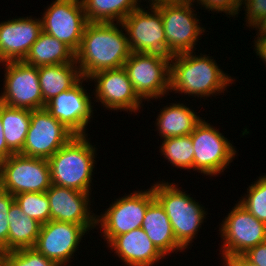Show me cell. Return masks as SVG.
Listing matches in <instances>:
<instances>
[{
    "label": "cell",
    "instance_id": "obj_1",
    "mask_svg": "<svg viewBox=\"0 0 266 266\" xmlns=\"http://www.w3.org/2000/svg\"><path fill=\"white\" fill-rule=\"evenodd\" d=\"M130 53L127 35L116 23L88 22L75 62L87 81L99 71L122 68Z\"/></svg>",
    "mask_w": 266,
    "mask_h": 266
},
{
    "label": "cell",
    "instance_id": "obj_2",
    "mask_svg": "<svg viewBox=\"0 0 266 266\" xmlns=\"http://www.w3.org/2000/svg\"><path fill=\"white\" fill-rule=\"evenodd\" d=\"M192 52L177 54L170 64V90L197 97L222 93L233 78L219 69L209 56ZM224 89V90H223Z\"/></svg>",
    "mask_w": 266,
    "mask_h": 266
},
{
    "label": "cell",
    "instance_id": "obj_3",
    "mask_svg": "<svg viewBox=\"0 0 266 266\" xmlns=\"http://www.w3.org/2000/svg\"><path fill=\"white\" fill-rule=\"evenodd\" d=\"M87 139L74 136L48 159L51 184L90 193L96 150Z\"/></svg>",
    "mask_w": 266,
    "mask_h": 266
},
{
    "label": "cell",
    "instance_id": "obj_4",
    "mask_svg": "<svg viewBox=\"0 0 266 266\" xmlns=\"http://www.w3.org/2000/svg\"><path fill=\"white\" fill-rule=\"evenodd\" d=\"M150 9L151 14L142 7L133 10L119 26L127 34L131 52L145 53L170 65L176 54L166 41L160 11L156 7Z\"/></svg>",
    "mask_w": 266,
    "mask_h": 266
},
{
    "label": "cell",
    "instance_id": "obj_5",
    "mask_svg": "<svg viewBox=\"0 0 266 266\" xmlns=\"http://www.w3.org/2000/svg\"><path fill=\"white\" fill-rule=\"evenodd\" d=\"M174 184L157 182L152 186V190L165 209L177 243L185 249L192 243L206 213L198 202Z\"/></svg>",
    "mask_w": 266,
    "mask_h": 266
},
{
    "label": "cell",
    "instance_id": "obj_6",
    "mask_svg": "<svg viewBox=\"0 0 266 266\" xmlns=\"http://www.w3.org/2000/svg\"><path fill=\"white\" fill-rule=\"evenodd\" d=\"M4 191L20 193L46 192L51 186L48 159L12 154L0 162Z\"/></svg>",
    "mask_w": 266,
    "mask_h": 266
},
{
    "label": "cell",
    "instance_id": "obj_7",
    "mask_svg": "<svg viewBox=\"0 0 266 266\" xmlns=\"http://www.w3.org/2000/svg\"><path fill=\"white\" fill-rule=\"evenodd\" d=\"M194 148V169L205 175H217L235 158L234 146L222 133L201 120L191 133Z\"/></svg>",
    "mask_w": 266,
    "mask_h": 266
},
{
    "label": "cell",
    "instance_id": "obj_8",
    "mask_svg": "<svg viewBox=\"0 0 266 266\" xmlns=\"http://www.w3.org/2000/svg\"><path fill=\"white\" fill-rule=\"evenodd\" d=\"M192 5L191 0H177L156 6L162 16L166 41L176 55L194 51L198 36L205 32L198 25Z\"/></svg>",
    "mask_w": 266,
    "mask_h": 266
},
{
    "label": "cell",
    "instance_id": "obj_9",
    "mask_svg": "<svg viewBox=\"0 0 266 266\" xmlns=\"http://www.w3.org/2000/svg\"><path fill=\"white\" fill-rule=\"evenodd\" d=\"M5 83L0 102L15 108L35 110L45 108L38 67L24 61L4 62Z\"/></svg>",
    "mask_w": 266,
    "mask_h": 266
},
{
    "label": "cell",
    "instance_id": "obj_10",
    "mask_svg": "<svg viewBox=\"0 0 266 266\" xmlns=\"http://www.w3.org/2000/svg\"><path fill=\"white\" fill-rule=\"evenodd\" d=\"M147 190L135 191L116 199L102 216L96 218V223H100L108 244L116 236L142 226L148 205L155 199L152 187Z\"/></svg>",
    "mask_w": 266,
    "mask_h": 266
},
{
    "label": "cell",
    "instance_id": "obj_11",
    "mask_svg": "<svg viewBox=\"0 0 266 266\" xmlns=\"http://www.w3.org/2000/svg\"><path fill=\"white\" fill-rule=\"evenodd\" d=\"M42 31L66 44L74 53L80 47L88 20L81 0H55L41 18Z\"/></svg>",
    "mask_w": 266,
    "mask_h": 266
},
{
    "label": "cell",
    "instance_id": "obj_12",
    "mask_svg": "<svg viewBox=\"0 0 266 266\" xmlns=\"http://www.w3.org/2000/svg\"><path fill=\"white\" fill-rule=\"evenodd\" d=\"M75 135L45 108L31 111L25 144L20 154L49 159Z\"/></svg>",
    "mask_w": 266,
    "mask_h": 266
},
{
    "label": "cell",
    "instance_id": "obj_13",
    "mask_svg": "<svg viewBox=\"0 0 266 266\" xmlns=\"http://www.w3.org/2000/svg\"><path fill=\"white\" fill-rule=\"evenodd\" d=\"M219 228L223 237L222 257L242 255L247 250L266 241V224L257 220L237 203Z\"/></svg>",
    "mask_w": 266,
    "mask_h": 266
},
{
    "label": "cell",
    "instance_id": "obj_14",
    "mask_svg": "<svg viewBox=\"0 0 266 266\" xmlns=\"http://www.w3.org/2000/svg\"><path fill=\"white\" fill-rule=\"evenodd\" d=\"M123 68L141 100L158 99L170 91V65L162 60L131 52Z\"/></svg>",
    "mask_w": 266,
    "mask_h": 266
},
{
    "label": "cell",
    "instance_id": "obj_15",
    "mask_svg": "<svg viewBox=\"0 0 266 266\" xmlns=\"http://www.w3.org/2000/svg\"><path fill=\"white\" fill-rule=\"evenodd\" d=\"M87 231L83 225L50 220L41 226L33 248L57 265L64 266Z\"/></svg>",
    "mask_w": 266,
    "mask_h": 266
},
{
    "label": "cell",
    "instance_id": "obj_16",
    "mask_svg": "<svg viewBox=\"0 0 266 266\" xmlns=\"http://www.w3.org/2000/svg\"><path fill=\"white\" fill-rule=\"evenodd\" d=\"M83 79L82 77L71 89L61 92L45 105V109L75 136H87L85 127L93 113L91 97L82 87Z\"/></svg>",
    "mask_w": 266,
    "mask_h": 266
},
{
    "label": "cell",
    "instance_id": "obj_17",
    "mask_svg": "<svg viewBox=\"0 0 266 266\" xmlns=\"http://www.w3.org/2000/svg\"><path fill=\"white\" fill-rule=\"evenodd\" d=\"M96 83L95 96L110 110L137 112L142 100L134 91L126 70L122 68L103 70L91 75L88 80Z\"/></svg>",
    "mask_w": 266,
    "mask_h": 266
},
{
    "label": "cell",
    "instance_id": "obj_18",
    "mask_svg": "<svg viewBox=\"0 0 266 266\" xmlns=\"http://www.w3.org/2000/svg\"><path fill=\"white\" fill-rule=\"evenodd\" d=\"M46 194L50 204V220L83 225L88 231L96 227L97 217L94 213L90 215L88 206L91 194L53 184Z\"/></svg>",
    "mask_w": 266,
    "mask_h": 266
},
{
    "label": "cell",
    "instance_id": "obj_19",
    "mask_svg": "<svg viewBox=\"0 0 266 266\" xmlns=\"http://www.w3.org/2000/svg\"><path fill=\"white\" fill-rule=\"evenodd\" d=\"M41 32V19L20 17L1 22L0 63L23 61Z\"/></svg>",
    "mask_w": 266,
    "mask_h": 266
},
{
    "label": "cell",
    "instance_id": "obj_20",
    "mask_svg": "<svg viewBox=\"0 0 266 266\" xmlns=\"http://www.w3.org/2000/svg\"><path fill=\"white\" fill-rule=\"evenodd\" d=\"M109 246L129 266H153L165 258L141 227L116 236Z\"/></svg>",
    "mask_w": 266,
    "mask_h": 266
},
{
    "label": "cell",
    "instance_id": "obj_21",
    "mask_svg": "<svg viewBox=\"0 0 266 266\" xmlns=\"http://www.w3.org/2000/svg\"><path fill=\"white\" fill-rule=\"evenodd\" d=\"M141 228L164 257L176 250H183L176 241L164 207L156 198L148 205Z\"/></svg>",
    "mask_w": 266,
    "mask_h": 266
},
{
    "label": "cell",
    "instance_id": "obj_22",
    "mask_svg": "<svg viewBox=\"0 0 266 266\" xmlns=\"http://www.w3.org/2000/svg\"><path fill=\"white\" fill-rule=\"evenodd\" d=\"M38 75L45 104L61 92L71 89L82 78L77 63L39 66Z\"/></svg>",
    "mask_w": 266,
    "mask_h": 266
},
{
    "label": "cell",
    "instance_id": "obj_23",
    "mask_svg": "<svg viewBox=\"0 0 266 266\" xmlns=\"http://www.w3.org/2000/svg\"><path fill=\"white\" fill-rule=\"evenodd\" d=\"M35 67L76 63L75 53L57 38L42 31L23 60Z\"/></svg>",
    "mask_w": 266,
    "mask_h": 266
},
{
    "label": "cell",
    "instance_id": "obj_24",
    "mask_svg": "<svg viewBox=\"0 0 266 266\" xmlns=\"http://www.w3.org/2000/svg\"><path fill=\"white\" fill-rule=\"evenodd\" d=\"M162 109L156 119V125L164 139L190 135L195 126L202 120L193 110L182 103H173Z\"/></svg>",
    "mask_w": 266,
    "mask_h": 266
},
{
    "label": "cell",
    "instance_id": "obj_25",
    "mask_svg": "<svg viewBox=\"0 0 266 266\" xmlns=\"http://www.w3.org/2000/svg\"><path fill=\"white\" fill-rule=\"evenodd\" d=\"M8 251L33 248L42 224L24 214L14 202L8 213Z\"/></svg>",
    "mask_w": 266,
    "mask_h": 266
},
{
    "label": "cell",
    "instance_id": "obj_26",
    "mask_svg": "<svg viewBox=\"0 0 266 266\" xmlns=\"http://www.w3.org/2000/svg\"><path fill=\"white\" fill-rule=\"evenodd\" d=\"M0 118L7 147L14 154L21 153L30 125L31 110L10 107L0 102Z\"/></svg>",
    "mask_w": 266,
    "mask_h": 266
},
{
    "label": "cell",
    "instance_id": "obj_27",
    "mask_svg": "<svg viewBox=\"0 0 266 266\" xmlns=\"http://www.w3.org/2000/svg\"><path fill=\"white\" fill-rule=\"evenodd\" d=\"M88 22L121 23L133 10L140 8L138 0H81ZM139 6V7H138Z\"/></svg>",
    "mask_w": 266,
    "mask_h": 266
},
{
    "label": "cell",
    "instance_id": "obj_28",
    "mask_svg": "<svg viewBox=\"0 0 266 266\" xmlns=\"http://www.w3.org/2000/svg\"><path fill=\"white\" fill-rule=\"evenodd\" d=\"M161 153L177 168L194 169V148L191 134L164 139Z\"/></svg>",
    "mask_w": 266,
    "mask_h": 266
},
{
    "label": "cell",
    "instance_id": "obj_29",
    "mask_svg": "<svg viewBox=\"0 0 266 266\" xmlns=\"http://www.w3.org/2000/svg\"><path fill=\"white\" fill-rule=\"evenodd\" d=\"M22 212L42 225L50 221V204L46 192L20 193L14 196Z\"/></svg>",
    "mask_w": 266,
    "mask_h": 266
},
{
    "label": "cell",
    "instance_id": "obj_30",
    "mask_svg": "<svg viewBox=\"0 0 266 266\" xmlns=\"http://www.w3.org/2000/svg\"><path fill=\"white\" fill-rule=\"evenodd\" d=\"M248 188V194L238 203L257 220L266 224V175L259 177V180Z\"/></svg>",
    "mask_w": 266,
    "mask_h": 266
},
{
    "label": "cell",
    "instance_id": "obj_31",
    "mask_svg": "<svg viewBox=\"0 0 266 266\" xmlns=\"http://www.w3.org/2000/svg\"><path fill=\"white\" fill-rule=\"evenodd\" d=\"M1 266H59L34 248L1 253Z\"/></svg>",
    "mask_w": 266,
    "mask_h": 266
},
{
    "label": "cell",
    "instance_id": "obj_32",
    "mask_svg": "<svg viewBox=\"0 0 266 266\" xmlns=\"http://www.w3.org/2000/svg\"><path fill=\"white\" fill-rule=\"evenodd\" d=\"M14 202V196L9 192L4 191L0 194V253L8 252V213Z\"/></svg>",
    "mask_w": 266,
    "mask_h": 266
},
{
    "label": "cell",
    "instance_id": "obj_33",
    "mask_svg": "<svg viewBox=\"0 0 266 266\" xmlns=\"http://www.w3.org/2000/svg\"><path fill=\"white\" fill-rule=\"evenodd\" d=\"M194 2L195 0H191ZM198 4L209 9V11L225 12L232 17L238 14L243 0H197Z\"/></svg>",
    "mask_w": 266,
    "mask_h": 266
},
{
    "label": "cell",
    "instance_id": "obj_34",
    "mask_svg": "<svg viewBox=\"0 0 266 266\" xmlns=\"http://www.w3.org/2000/svg\"><path fill=\"white\" fill-rule=\"evenodd\" d=\"M247 11V23L255 27L266 17V0H243Z\"/></svg>",
    "mask_w": 266,
    "mask_h": 266
},
{
    "label": "cell",
    "instance_id": "obj_35",
    "mask_svg": "<svg viewBox=\"0 0 266 266\" xmlns=\"http://www.w3.org/2000/svg\"><path fill=\"white\" fill-rule=\"evenodd\" d=\"M242 255L257 266H266V241L250 248Z\"/></svg>",
    "mask_w": 266,
    "mask_h": 266
},
{
    "label": "cell",
    "instance_id": "obj_36",
    "mask_svg": "<svg viewBox=\"0 0 266 266\" xmlns=\"http://www.w3.org/2000/svg\"><path fill=\"white\" fill-rule=\"evenodd\" d=\"M225 262V263H224ZM224 266H257L251 263L248 259H246L243 255H234L226 258L224 260Z\"/></svg>",
    "mask_w": 266,
    "mask_h": 266
},
{
    "label": "cell",
    "instance_id": "obj_37",
    "mask_svg": "<svg viewBox=\"0 0 266 266\" xmlns=\"http://www.w3.org/2000/svg\"><path fill=\"white\" fill-rule=\"evenodd\" d=\"M14 154L8 147L4 137L3 124L0 118V162Z\"/></svg>",
    "mask_w": 266,
    "mask_h": 266
},
{
    "label": "cell",
    "instance_id": "obj_38",
    "mask_svg": "<svg viewBox=\"0 0 266 266\" xmlns=\"http://www.w3.org/2000/svg\"><path fill=\"white\" fill-rule=\"evenodd\" d=\"M254 44L257 56L261 57L266 64V37L258 36Z\"/></svg>",
    "mask_w": 266,
    "mask_h": 266
},
{
    "label": "cell",
    "instance_id": "obj_39",
    "mask_svg": "<svg viewBox=\"0 0 266 266\" xmlns=\"http://www.w3.org/2000/svg\"><path fill=\"white\" fill-rule=\"evenodd\" d=\"M254 28H257L259 31L258 36H264L266 37V17L258 23Z\"/></svg>",
    "mask_w": 266,
    "mask_h": 266
},
{
    "label": "cell",
    "instance_id": "obj_40",
    "mask_svg": "<svg viewBox=\"0 0 266 266\" xmlns=\"http://www.w3.org/2000/svg\"><path fill=\"white\" fill-rule=\"evenodd\" d=\"M141 1V0H140ZM151 1V7H156L158 5H162V4H166V3H170V2H174V1H177V0H149Z\"/></svg>",
    "mask_w": 266,
    "mask_h": 266
},
{
    "label": "cell",
    "instance_id": "obj_41",
    "mask_svg": "<svg viewBox=\"0 0 266 266\" xmlns=\"http://www.w3.org/2000/svg\"><path fill=\"white\" fill-rule=\"evenodd\" d=\"M4 192V186H3V177H2V172L0 169V194Z\"/></svg>",
    "mask_w": 266,
    "mask_h": 266
}]
</instances>
